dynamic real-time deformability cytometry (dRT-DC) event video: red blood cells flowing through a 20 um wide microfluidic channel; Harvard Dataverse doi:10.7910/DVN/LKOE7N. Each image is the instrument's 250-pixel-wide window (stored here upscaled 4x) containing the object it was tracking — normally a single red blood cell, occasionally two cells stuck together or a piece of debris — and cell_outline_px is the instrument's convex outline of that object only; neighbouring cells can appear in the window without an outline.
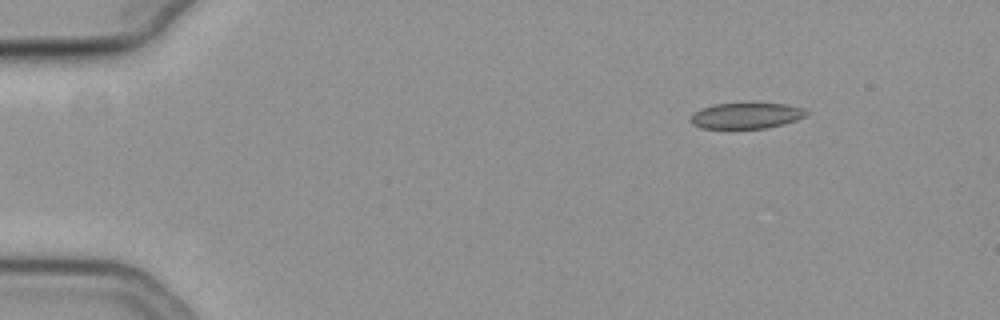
{"species": "common noctule bat (a hibernating species)", "species_latin": "Nyctalus noctula", "temperature_condition": "cold", "stored_images_in_passage": 49, "camera_frame_rate_fps": 3000, "um_per_image_px": 0.085, "animal": {"sex": "female", "body_mass_g": 19.3, "forearm_length_mm": 54.1}, "frame": {"image": 1, "passage_image": 1, "time_ms": 0.0, "image_size_px": [1000, 320], "cell_outline_px": [[808, 112], [804, 116], [796, 120], [764, 128], [700, 128], [692, 124], [688, 120], [692, 112], [700, 108], [712, 104], [788, 104], [804, 108]], "centroid_in_image_um": [63.35, 9.83], "position_along_channel_um": 21.7, "area_um2": 17.34}}
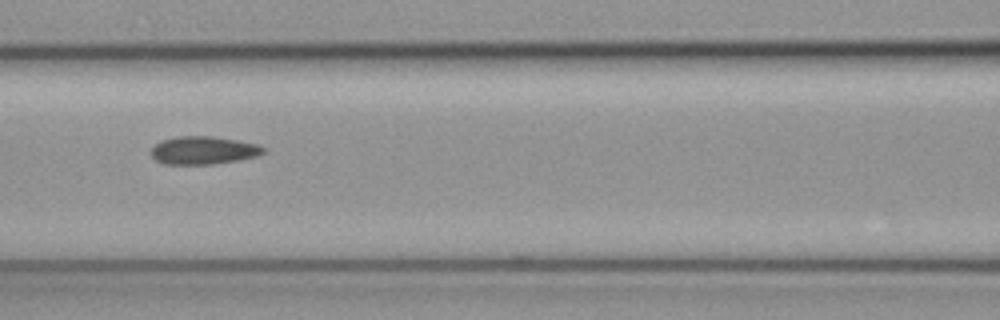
{"frame": {"image": 2, "passage_image": 19, "time_ms": 6.0, "image_size_px": [1000, 320], "cell_outline_px": [[264, 152], [256, 156], [236, 160], [212, 164], [164, 164], [156, 160], [152, 156], [152, 148], [160, 140], [176, 136], [212, 136], [236, 140], [256, 144], [264, 148]], "centroid_in_image_um": [17.24, 12.77], "position_along_channel_um": 149.4, "area_um2": 18.09}}
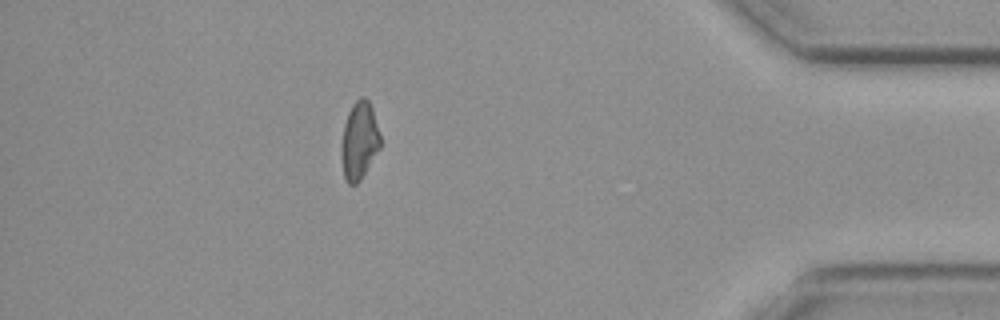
{"frame": {"image": 3, "passage_image": 43, "time_ms": 14.0, "image_size_px": [1000, 320], "cell_outline_px": [[380, 148], [360, 180], [356, 184], [348, 184], [344, 176], [340, 156], [340, 148], [344, 124], [348, 112], [352, 104], [360, 96], [364, 96], [368, 100], [372, 108], [380, 132]], "centroid_in_image_um": [30.52, 11.94], "position_along_channel_um": 404.7, "area_um2": 17.8}, "authors_computed_cell_mechanics": {"area_um2": 18.0914, "velocity_mm_per_s": 3.7463, "shape_relaxation_time_tau1_ms": null, "shape_relaxation_time_tau2_ms": 5.1225, "deformation_change_tau1": null, "deformation_change_tau2": 0.1098}}